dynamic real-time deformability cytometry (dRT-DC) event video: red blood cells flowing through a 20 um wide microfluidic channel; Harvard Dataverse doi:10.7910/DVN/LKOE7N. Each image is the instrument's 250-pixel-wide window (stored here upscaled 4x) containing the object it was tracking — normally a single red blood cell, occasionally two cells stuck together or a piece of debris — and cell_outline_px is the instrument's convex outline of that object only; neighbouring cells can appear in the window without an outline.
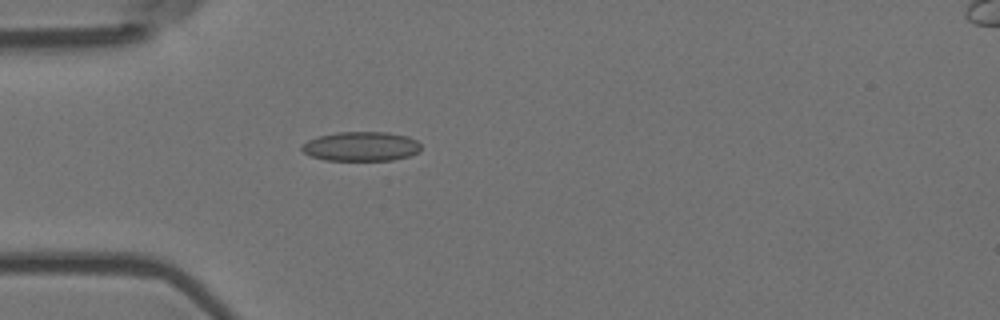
{"species": "Egyptian fruit bat (a non-hibernating species)", "species_latin": "Rousettus aegyptiacus", "temperature_condition": "room temperature", "stored_images_in_passage": 30, "camera_frame_rate_fps": 3000, "um_per_image_px": 0.085, "animal": {"sex": "female"}, "frame": {"image": 1, "passage_image": 2, "time_ms": 0.333, "image_size_px": [1000, 320], "cell_outline_px": [[420, 152], [408, 156], [392, 160], [324, 160], [312, 156], [304, 152], [300, 148], [308, 140], [320, 136], [336, 132], [388, 132], [408, 136], [416, 140], [420, 144]], "centroid_in_image_um": [30.72, 12.44], "position_along_channel_um": 54.3, "area_um2": 20.35}}
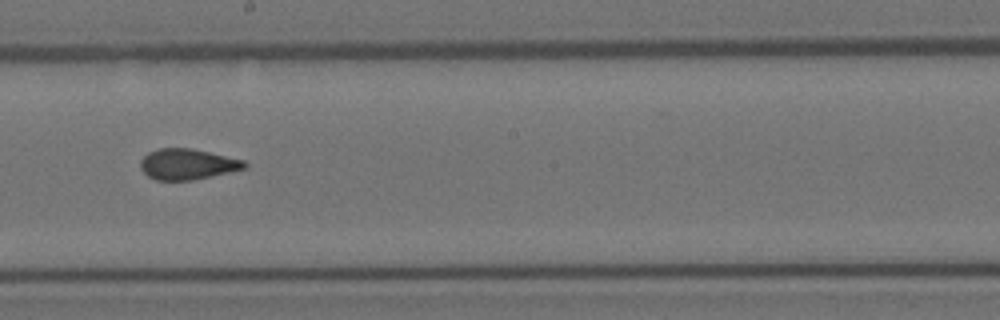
{"frame": {"image": 2, "passage_image": 17, "time_ms": 5.333, "image_size_px": [1000, 320], "cell_outline_px": [[248, 168], [212, 176], [192, 180], [156, 180], [148, 176], [140, 168], [140, 160], [148, 152], [160, 148], [192, 148], [244, 160], [248, 164]], "centroid_in_image_um": [15.95, 13.95], "position_along_channel_um": 232.3, "area_um2": 18.73}}
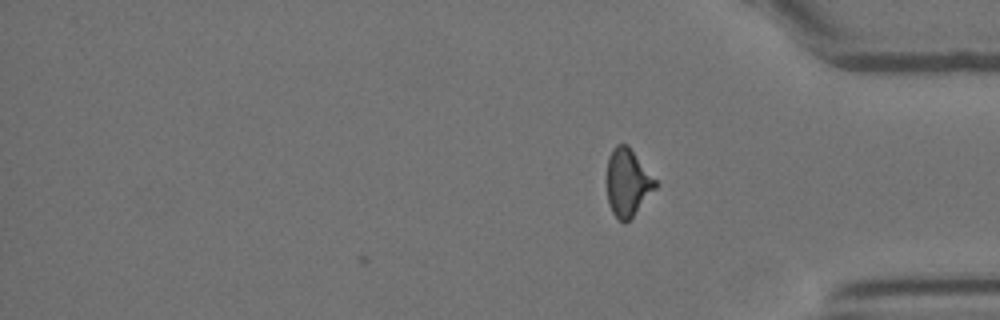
{"frame": {"image": 3, "passage_image": 30, "time_ms": 9.667, "image_size_px": [1000, 320], "cell_outline_px": [[660, 184], [632, 216], [624, 224], [612, 212], [608, 200], [608, 156], [612, 148], [616, 144], [628, 144]], "centroid_in_image_um": [53.38, 15.48], "position_along_channel_um": 381.8, "area_um2": 19.02}, "authors_computed_cell_mechanics": {"area_um2": 19.0451, "velocity_mm_per_s": 3.6952, "shape_relaxation_time_tau1_ms": null, "shape_relaxation_time_tau2_ms": 1.5137, "deformation_change_tau1": null, "deformation_change_tau2": 0.0618}}